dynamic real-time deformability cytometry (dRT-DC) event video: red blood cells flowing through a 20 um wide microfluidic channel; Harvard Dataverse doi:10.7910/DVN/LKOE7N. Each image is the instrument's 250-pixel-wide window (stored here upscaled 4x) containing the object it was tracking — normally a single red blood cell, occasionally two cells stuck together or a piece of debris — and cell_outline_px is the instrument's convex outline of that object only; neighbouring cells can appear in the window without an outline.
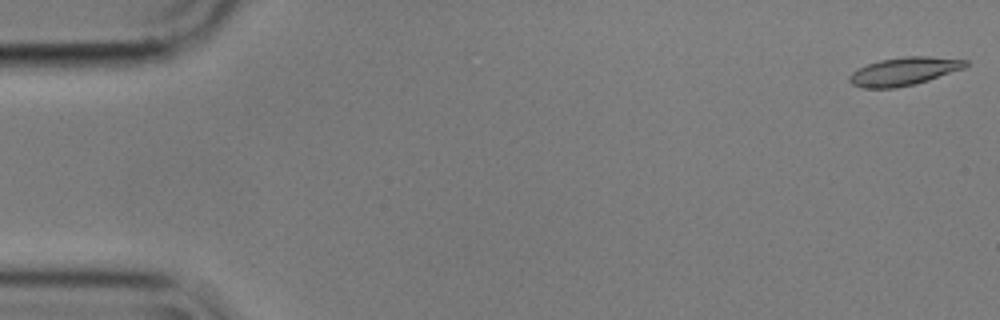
{"species": "common noctule bat (a hibernating species)", "species_latin": "Nyctalus noctula", "temperature_condition": "cold", "stored_images_in_passage": 50, "camera_frame_rate_fps": 3000, "um_per_image_px": 0.085, "animal": {"sex": "male", "body_mass_g": 17.9}, "frame": {"image": 1, "passage_image": 1, "time_ms": 0.0, "image_size_px": [1000, 320], "cell_outline_px": [[968, 64], [964, 68], [916, 84], [896, 88], [864, 88], [852, 84], [848, 80], [848, 76], [856, 68], [880, 60], [904, 56], [928, 56], [968, 60]], "centroid_in_image_um": [76.81, 6.06], "position_along_channel_um": 8.2, "area_um2": 19.07}}
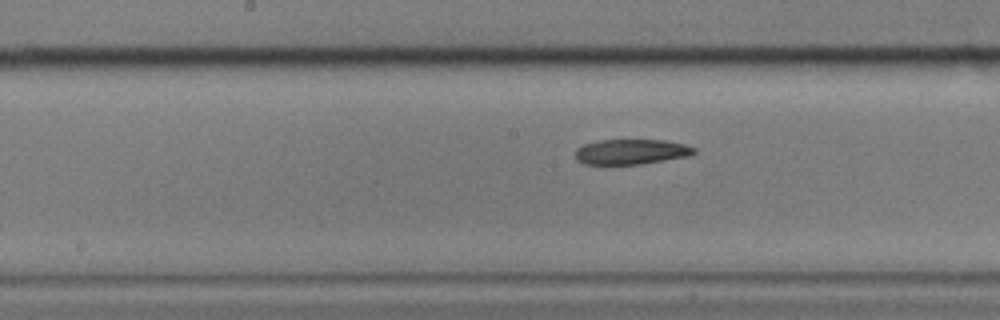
{"frame": {"image": 2, "passage_image": 28, "time_ms": 9.0, "image_size_px": [1000, 320], "cell_outline_px": [[696, 152], [688, 156], [640, 164], [584, 164], [576, 160], [576, 148], [584, 144], [600, 140], [664, 140], [684, 144], [696, 148]], "centroid_in_image_um": [53.64, 12.9], "position_along_channel_um": 194.6, "area_um2": 17.34}}
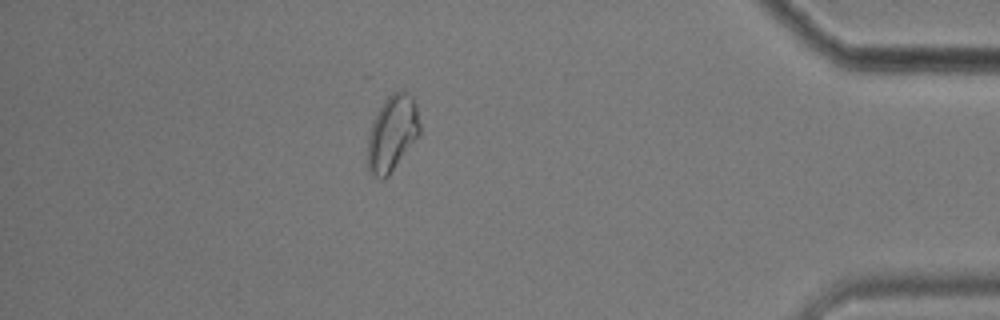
{"frame": {"image": 3, "passage_image": 49, "time_ms": 16.0, "image_size_px": [1000, 320], "cell_outline_px": [[420, 136], [388, 176], [384, 180], [380, 180], [372, 176], [368, 172], [368, 136], [372, 120], [384, 100], [392, 92], [400, 88], [404, 88], [412, 96], [416, 104], [420, 124]], "centroid_in_image_um": [33.35, 11.32], "position_along_channel_um": 401.8, "area_um2": 23.7}}